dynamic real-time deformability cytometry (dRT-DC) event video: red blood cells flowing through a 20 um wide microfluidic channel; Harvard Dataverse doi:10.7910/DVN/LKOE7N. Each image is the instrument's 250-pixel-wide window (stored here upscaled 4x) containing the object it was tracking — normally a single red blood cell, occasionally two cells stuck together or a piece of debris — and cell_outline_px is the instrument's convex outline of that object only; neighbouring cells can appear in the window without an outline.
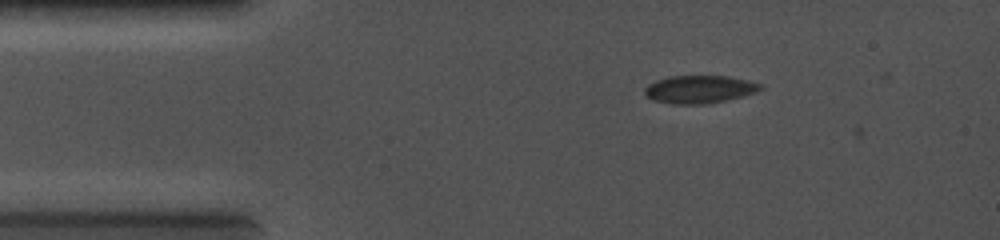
{"species": "common noctule bat (a hibernating species)", "species_latin": "Nyctalus noctula", "temperature_condition": "cold", "stored_images_in_passage": 5, "camera_frame_rate_fps": 5000, "um_per_image_px": 0.085, "animal": {"sex": "female", "body_mass_g": 19.0, "forearm_length_mm": 56.7}, "frame": {"image": 1, "passage_image": 2, "time_ms": 1.0, "image_size_px": [1000, 240], "cell_outline_px": [[764, 88], [756, 92], [744, 96], [728, 100], [708, 104], [672, 104], [656, 100], [648, 96], [644, 92], [644, 88], [648, 84], [656, 80], [668, 76], [728, 76], [748, 80], [764, 84]], "centroid_in_image_um": [59.51, 7.59], "position_along_channel_um": 25.5, "area_um2": 18.96}}
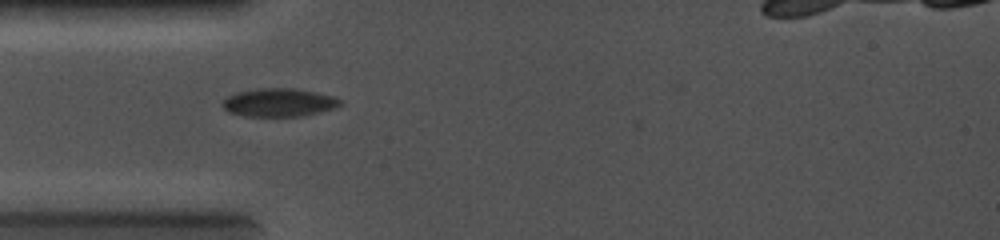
{"frame": {"image": 2, "passage_image": 4, "time_ms": 2.8, "image_size_px": [1000, 240], "cell_outline_px": [[344, 104], [336, 108], [304, 116], [244, 116], [228, 112], [220, 104], [228, 96], [236, 92], [256, 88], [296, 88], [336, 96], [344, 100]], "centroid_in_image_um": [23.77, 8.7], "position_along_channel_um": 61.2, "area_um2": 19.83}}